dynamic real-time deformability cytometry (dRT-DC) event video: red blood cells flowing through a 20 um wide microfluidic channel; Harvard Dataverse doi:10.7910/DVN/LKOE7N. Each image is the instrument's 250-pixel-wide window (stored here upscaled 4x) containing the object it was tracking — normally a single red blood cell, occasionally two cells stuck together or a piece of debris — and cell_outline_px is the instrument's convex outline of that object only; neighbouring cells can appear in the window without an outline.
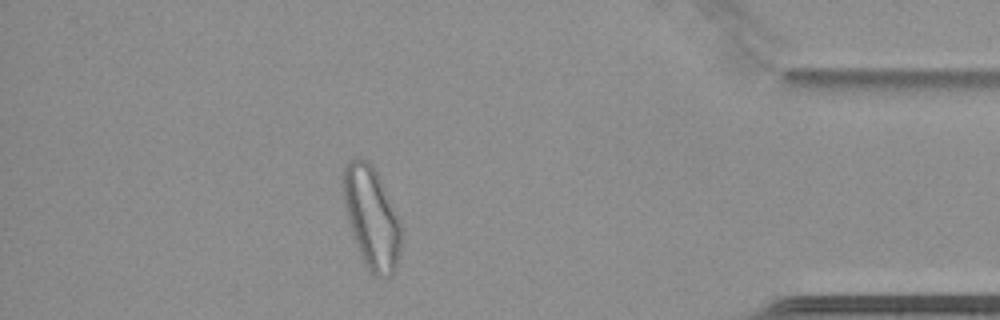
{"species": "common noctule bat (a hibernating species)", "species_latin": "Nyctalus noctula", "temperature_condition": "cold", "stored_images_in_passage": 52, "camera_frame_rate_fps": 3000, "um_per_image_px": 0.085, "animal": {"sex": "female", "body_mass_g": 22.7, "forearm_length_mm": 54.2}, "frame": {"image": 1, "passage_image": 45, "time_ms": 14.667, "image_size_px": [1000, 320], "cell_outline_px": [[400, 252], [396, 264], [392, 272], [388, 276], [380, 280], [364, 264], [352, 236], [344, 204], [340, 184], [340, 180], [344, 164], [348, 160], [360, 156], [364, 156], [372, 164], [380, 180], [400, 224]], "centroid_in_image_um": [31.5, 18.43], "position_along_channel_um": 403.7, "area_um2": 34.39}, "authors_computed_cell_mechanics": {"area_um2": 28.9578, "velocity_mm_per_s": 3.4208, "shape_relaxation_time_tau1_ms": null, "shape_relaxation_time_tau2_ms": 1.6282, "deformation_change_tau1": null, "deformation_change_tau2": 0.0648}}